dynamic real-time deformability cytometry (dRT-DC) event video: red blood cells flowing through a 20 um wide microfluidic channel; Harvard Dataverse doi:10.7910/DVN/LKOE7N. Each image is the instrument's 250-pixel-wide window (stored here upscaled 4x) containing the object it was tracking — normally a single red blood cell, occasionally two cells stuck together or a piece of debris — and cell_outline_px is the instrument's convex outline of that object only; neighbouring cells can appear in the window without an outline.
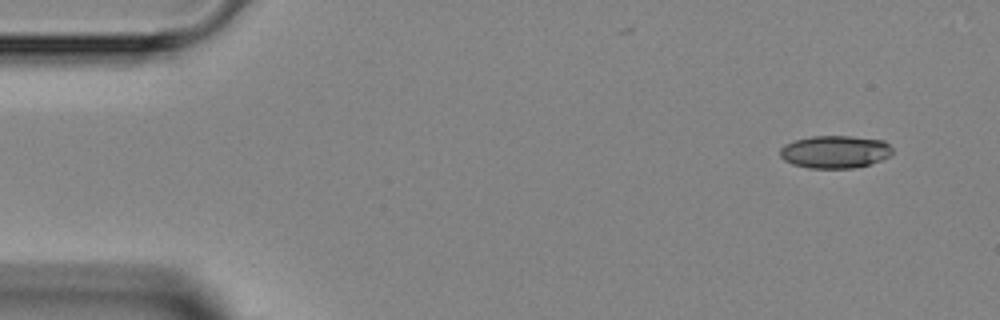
{"species": "Egyptian fruit bat (a non-hibernating species)", "species_latin": "Rousettus aegyptiacus", "temperature_condition": "room temperature", "stored_images_in_passage": 4, "camera_frame_rate_fps": 3000, "um_per_image_px": 0.085, "animal": {"sex": "female"}, "frame": {"image": 1, "passage_image": 1, "time_ms": 0.0, "image_size_px": [1000, 320], "cell_outline_px": [[892, 156], [868, 164], [852, 168], [808, 168], [792, 164], [784, 160], [780, 156], [780, 148], [784, 144], [792, 140], [812, 136], [852, 136], [884, 140], [892, 148]], "centroid_in_image_um": [70.95, 12.89], "position_along_channel_um": 14.0, "area_um2": 21.56}}
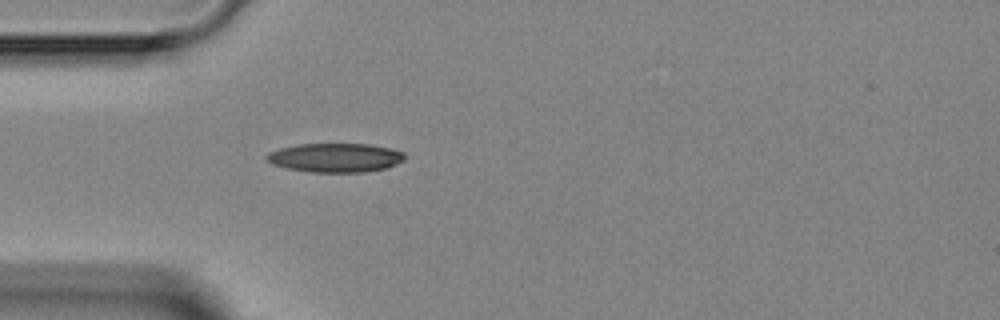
{"frame": {"image": 2, "passage_image": 4, "time_ms": 3.333, "image_size_px": [1000, 320], "cell_outline_px": [[404, 160], [388, 168], [364, 172], [312, 172], [288, 168], [272, 164], [264, 156], [268, 152], [280, 148], [300, 144], [368, 144], [392, 148], [404, 152]], "centroid_in_image_um": [28.52, 13.4], "position_along_channel_um": 56.5, "area_um2": 23.35}}